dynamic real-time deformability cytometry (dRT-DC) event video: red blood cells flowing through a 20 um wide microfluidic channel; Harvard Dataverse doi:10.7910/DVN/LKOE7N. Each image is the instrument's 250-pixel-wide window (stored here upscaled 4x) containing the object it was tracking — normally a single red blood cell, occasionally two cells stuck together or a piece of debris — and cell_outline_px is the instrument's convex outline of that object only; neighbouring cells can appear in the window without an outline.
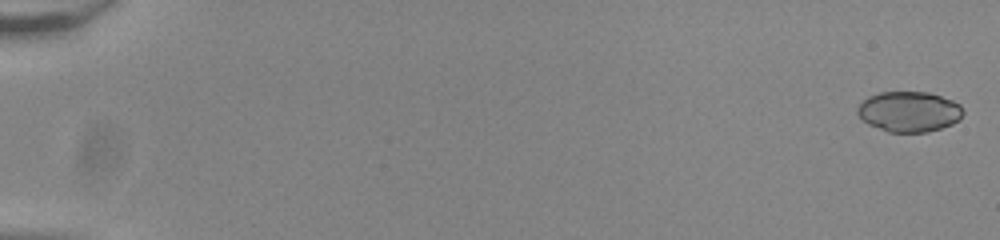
{"species": "common noctule bat (a hibernating species)", "species_latin": "Nyctalus noctula", "temperature_condition": "room temperature", "stored_images_in_passage": 56, "camera_frame_rate_fps": 3000, "um_per_image_px": 0.085, "animal": {"sex": "male", "body_mass_g": 20.0, "forearm_length_mm": 53.3}, "frame": {"image": 1, "passage_image": 2, "time_ms": 0.333, "image_size_px": [1000, 240], "cell_outline_px": [[964, 112], [960, 120], [952, 124], [928, 132], [888, 132], [868, 124], [856, 112], [856, 108], [868, 96], [880, 92], [928, 92], [952, 100], [960, 104]], "centroid_in_image_um": [77.28, 9.49], "position_along_channel_um": 7.7, "area_um2": 24.91}}
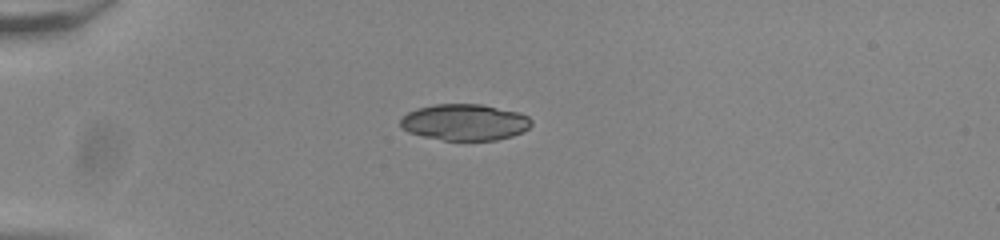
{"frame": {"image": 2, "passage_image": 17, "time_ms": 5.333, "image_size_px": [1000, 240], "cell_outline_px": [[532, 124], [524, 132], [512, 136], [496, 140], [444, 140], [424, 136], [408, 132], [400, 124], [400, 120], [408, 112], [416, 108], [436, 104], [480, 104], [520, 112], [528, 116], [532, 120]], "centroid_in_image_um": [39.54, 10.38], "position_along_channel_um": 45.5, "area_um2": 27.74}}
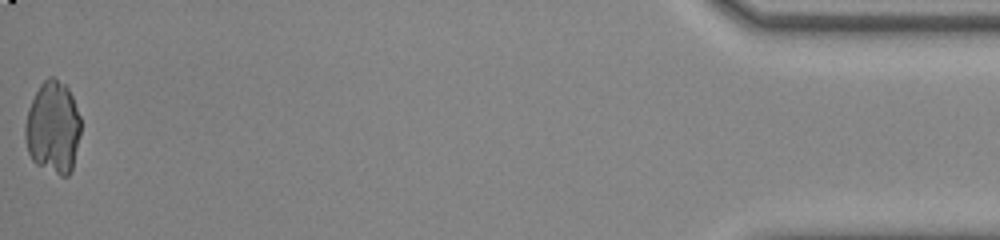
{"frame": {"image": 3, "passage_image": 56, "time_ms": 18.333, "image_size_px": [1000, 240], "cell_outline_px": [[80, 132], [72, 168], [68, 176], [60, 176], [36, 164], [32, 160], [28, 152], [24, 136], [24, 128], [28, 108], [40, 84], [48, 76], [52, 76], [64, 84], [68, 88], [72, 96], [80, 116]], "centroid_in_image_um": [4.48, 10.84], "position_along_channel_um": 430.7, "area_um2": 29.88}}